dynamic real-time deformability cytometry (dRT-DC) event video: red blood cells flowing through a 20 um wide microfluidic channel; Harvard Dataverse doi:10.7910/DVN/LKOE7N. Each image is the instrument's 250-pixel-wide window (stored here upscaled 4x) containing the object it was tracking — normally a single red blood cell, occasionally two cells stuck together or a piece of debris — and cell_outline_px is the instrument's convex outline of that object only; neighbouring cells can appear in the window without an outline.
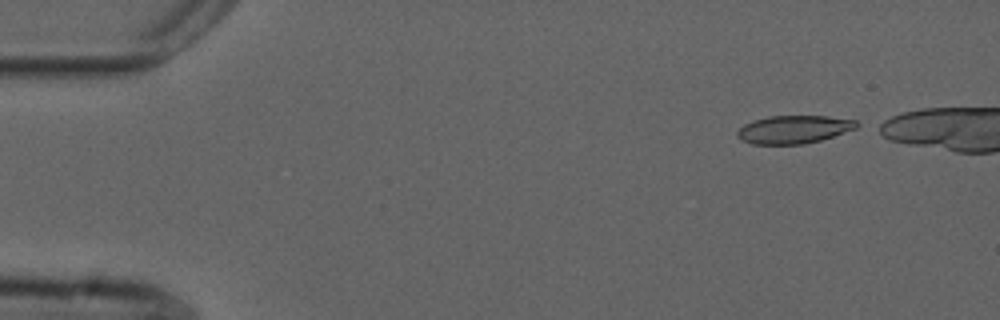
{"species": "common noctule bat (a hibernating species)", "species_latin": "Nyctalus noctula", "temperature_condition": "cold", "stored_images_in_passage": 40, "camera_frame_rate_fps": 3000, "um_per_image_px": 0.085, "animal": {"sex": "male", "forearm_length_mm": 52.5}, "frame": {"image": 1, "passage_image": 1, "time_ms": 0.0, "image_size_px": [1000, 320], "cell_outline_px": [[864, 124], [856, 128], [820, 140], [804, 144], [752, 144], [740, 140], [736, 136], [736, 132], [744, 124], [752, 120], [768, 116], [828, 116], [856, 120]], "centroid_in_image_um": [67.47, 10.99], "position_along_channel_um": 17.5, "area_um2": 19.65}}
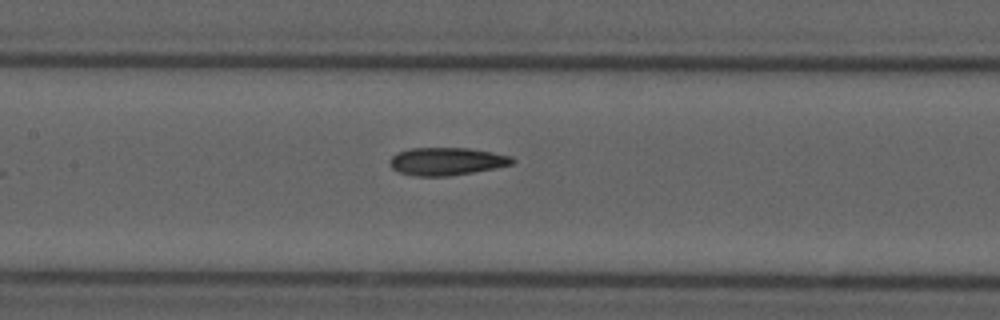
{"frame": {"image": 2, "passage_image": 21, "time_ms": 6.667, "image_size_px": [1000, 320], "cell_outline_px": [[516, 160], [512, 164], [496, 168], [448, 176], [416, 176], [400, 172], [392, 168], [388, 160], [396, 152], [408, 148], [468, 148], [492, 152], [512, 156]], "centroid_in_image_um": [37.95, 13.71], "position_along_channel_um": 169.4, "area_um2": 19.88}}
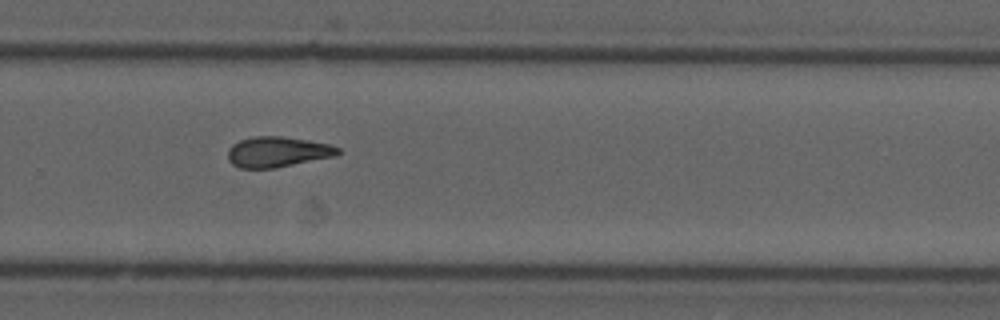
{"frame": {"image": 3, "passage_image": 32, "time_ms": 10.333, "image_size_px": [1000, 320], "cell_outline_px": [[340, 152], [336, 156], [276, 168], [240, 168], [232, 164], [228, 160], [228, 148], [232, 144], [240, 140], [252, 136], [280, 136], [308, 140], [332, 144], [340, 148]], "centroid_in_image_um": [23.6, 12.91], "position_along_channel_um": 306.2, "area_um2": 19.77}}